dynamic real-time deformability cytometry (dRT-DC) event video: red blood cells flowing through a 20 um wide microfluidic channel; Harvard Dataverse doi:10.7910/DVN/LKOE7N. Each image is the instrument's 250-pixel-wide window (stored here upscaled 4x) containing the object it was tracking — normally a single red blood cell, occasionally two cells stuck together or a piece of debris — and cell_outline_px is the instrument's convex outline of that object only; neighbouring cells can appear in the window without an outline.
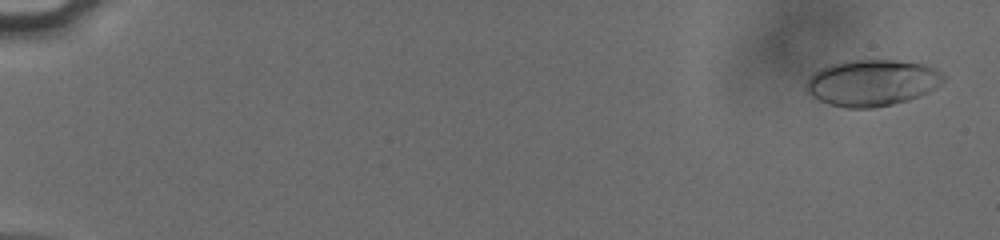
{"species": "human", "species_latin": "Homo sapiens", "temperature_condition": "cold", "stored_images_in_passage": 20, "camera_frame_rate_fps": 3000, "um_per_image_px": 0.085, "donor": {"sex": "male"}, "frame": {"image": 1, "passage_image": 2, "time_ms": 0.333, "image_size_px": [1000, 240], "cell_outline_px": [[944, 80], [936, 88], [920, 96], [908, 100], [892, 104], [872, 108], [844, 108], [828, 104], [812, 96], [804, 88], [804, 84], [808, 76], [812, 72], [820, 68], [844, 60], [896, 60], [924, 64], [940, 72], [944, 76]], "centroid_in_image_um": [74.07, 7.03], "position_along_channel_um": 10.9, "area_um2": 37.4}}
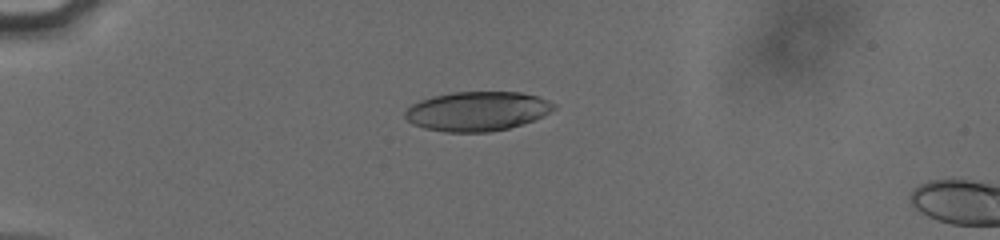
{"frame": {"image": 2, "passage_image": 16, "time_ms": 5.0, "image_size_px": [1000, 240], "cell_outline_px": [[556, 108], [544, 116], [536, 120], [508, 128], [488, 132], [444, 132], [424, 128], [412, 124], [404, 116], [404, 112], [412, 104], [420, 100], [452, 92], [520, 92], [536, 96], [556, 104]], "centroid_in_image_um": [40.57, 9.46], "position_along_channel_um": 44.4, "area_um2": 34.16}}